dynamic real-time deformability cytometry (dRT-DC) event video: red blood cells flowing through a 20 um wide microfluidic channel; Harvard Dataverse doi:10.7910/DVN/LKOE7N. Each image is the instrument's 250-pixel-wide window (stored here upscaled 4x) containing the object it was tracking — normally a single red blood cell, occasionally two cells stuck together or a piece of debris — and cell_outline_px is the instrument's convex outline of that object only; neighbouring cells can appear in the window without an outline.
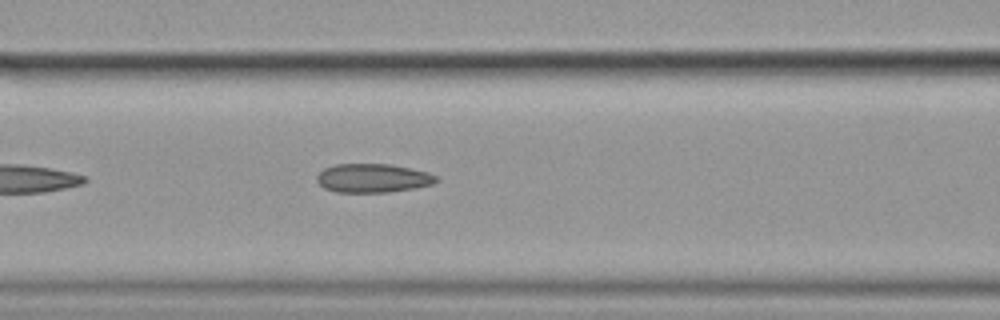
{"species": "common noctule bat (a hibernating species)", "species_latin": "Nyctalus noctula", "temperature_condition": "cold", "stored_images_in_passage": 7, "camera_frame_rate_fps": 3000, "um_per_image_px": 0.085, "animal": {"sex": "female", "body_mass_g": 19.9}, "frame": {"image": 1, "passage_image": 7, "time_ms": 2.0, "image_size_px": [1000, 320], "cell_outline_px": [[440, 180], [432, 184], [412, 188], [388, 192], [336, 192], [324, 188], [316, 180], [316, 176], [324, 168], [336, 164], [388, 164], [428, 172], [436, 176]], "centroid_in_image_um": [31.67, 15.14], "position_along_channel_um": 134.9, "area_um2": 19.88}}